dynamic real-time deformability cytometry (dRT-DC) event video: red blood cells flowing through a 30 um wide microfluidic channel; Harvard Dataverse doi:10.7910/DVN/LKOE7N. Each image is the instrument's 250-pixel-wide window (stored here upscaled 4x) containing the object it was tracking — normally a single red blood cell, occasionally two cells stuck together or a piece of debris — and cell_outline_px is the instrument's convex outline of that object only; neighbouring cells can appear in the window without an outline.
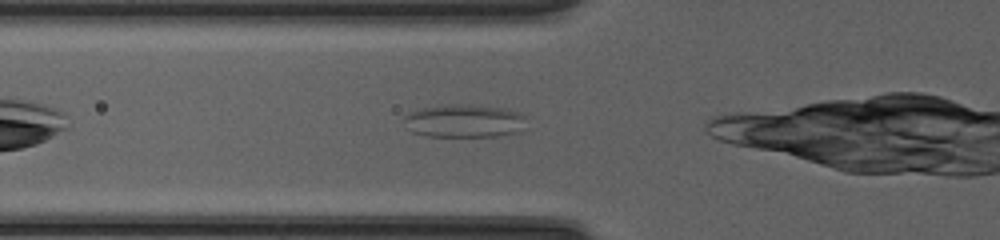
{"species": "common noctule bat (a hibernating species)", "species_latin": "Nyctalus noctula", "temperature_condition": "cold", "stored_images_in_passage": 24, "camera_frame_rate_fps": 3000, "um_per_image_px": 0.085, "animal": {"sex": "female", "body_mass_g": 20.0, "forearm_length_mm": 54.0}, "frame": {"image": 1, "passage_image": 3, "time_ms": 0.667, "image_size_px": [1000, 240], "cell_outline_px": [[524, 128], [516, 132], [496, 136], [424, 136], [412, 132], [404, 128], [404, 116], [408, 112], [424, 108], [468, 104], [508, 108], [520, 112], [524, 116]], "centroid_in_image_um": [39.44, 10.29], "position_along_channel_um": 86.4, "area_um2": 23.58}}
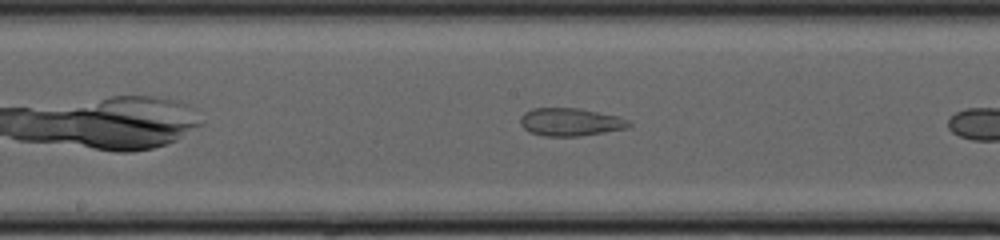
{"frame": {"image": 2, "passage_image": 11, "time_ms": 3.333, "image_size_px": [1000, 240], "cell_outline_px": [[632, 124], [628, 128], [580, 136], [544, 136], [532, 132], [524, 128], [520, 124], [520, 116], [524, 112], [532, 108], [576, 108], [616, 116], [628, 120]], "centroid_in_image_um": [48.45, 10.37], "position_along_channel_um": 199.7, "area_um2": 17.46}}
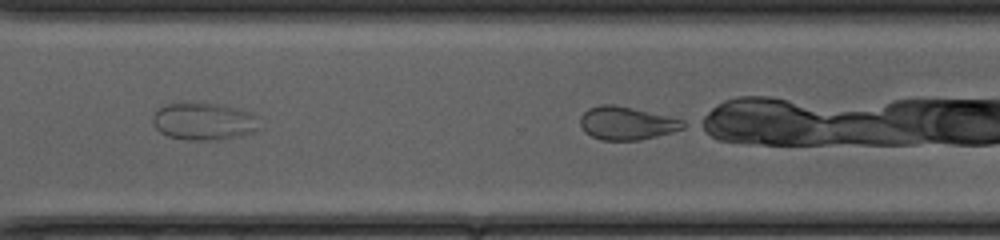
{"frame": {"image": 3, "passage_image": 22, "time_ms": 7.0, "image_size_px": [1000, 240], "cell_outline_px": [[260, 128], [252, 132], [240, 136], [208, 140], [188, 140], [168, 136], [160, 132], [152, 124], [152, 116], [160, 108], [168, 104], [216, 104], [236, 108], [252, 112], [260, 116]], "centroid_in_image_um": [17.38, 10.33], "position_along_channel_um": 353.2, "area_um2": 23.06}}